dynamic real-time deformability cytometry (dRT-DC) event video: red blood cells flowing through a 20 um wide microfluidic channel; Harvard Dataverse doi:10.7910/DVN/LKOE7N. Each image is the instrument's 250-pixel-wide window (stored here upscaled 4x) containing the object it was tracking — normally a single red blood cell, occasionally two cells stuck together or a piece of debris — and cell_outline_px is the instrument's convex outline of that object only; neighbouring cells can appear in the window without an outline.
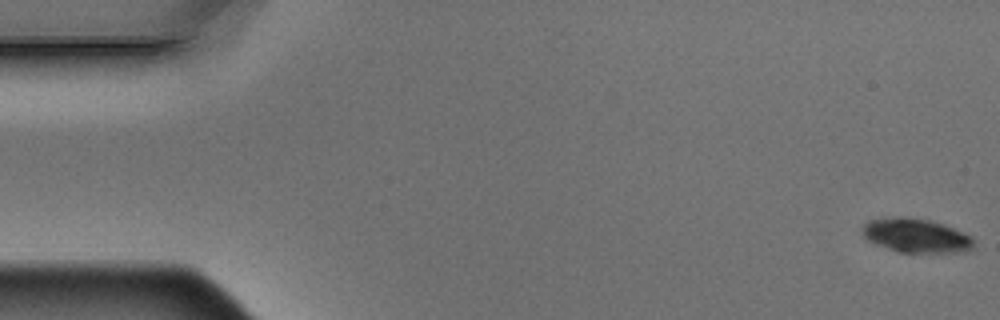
{"species": "Egyptian fruit bat (a non-hibernating species)", "species_latin": "Rousettus aegyptiacus", "temperature_condition": "warm", "stored_images_in_passage": 4, "camera_frame_rate_fps": 3000, "um_per_image_px": 0.085, "animal": {"sex": "male"}, "frame": {"image": 1, "passage_image": 1, "time_ms": 0.0, "image_size_px": [1000, 320], "cell_outline_px": [[972, 248], [952, 252], [900, 252], [884, 248], [868, 240], [864, 236], [860, 228], [868, 220], [884, 216], [908, 216], [932, 220], [944, 224], [972, 236]], "centroid_in_image_um": [77.77, 19.98], "position_along_channel_um": 7.2, "area_um2": 22.31}}
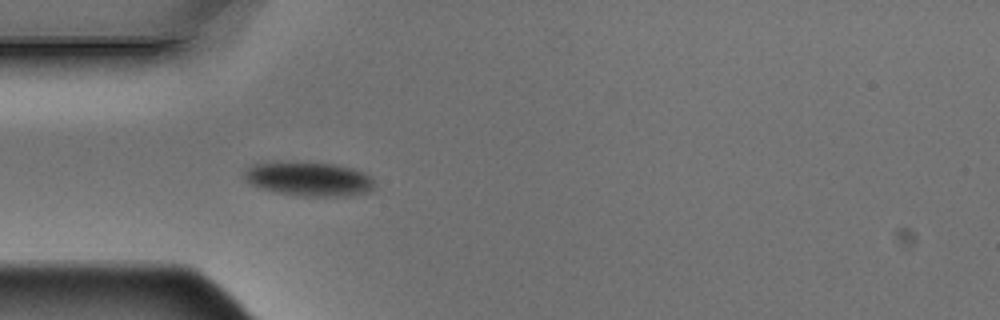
{"frame": {"image": 2, "passage_image": 4, "time_ms": 1.0, "image_size_px": [1000, 320], "cell_outline_px": [[376, 184], [368, 192], [344, 196], [300, 196], [260, 188], [244, 180], [244, 172], [252, 164], [268, 160], [292, 160], [336, 164], [352, 168], [364, 172], [372, 176]], "centroid_in_image_um": [26.23, 15.16], "position_along_channel_um": 58.8, "area_um2": 26.7}}